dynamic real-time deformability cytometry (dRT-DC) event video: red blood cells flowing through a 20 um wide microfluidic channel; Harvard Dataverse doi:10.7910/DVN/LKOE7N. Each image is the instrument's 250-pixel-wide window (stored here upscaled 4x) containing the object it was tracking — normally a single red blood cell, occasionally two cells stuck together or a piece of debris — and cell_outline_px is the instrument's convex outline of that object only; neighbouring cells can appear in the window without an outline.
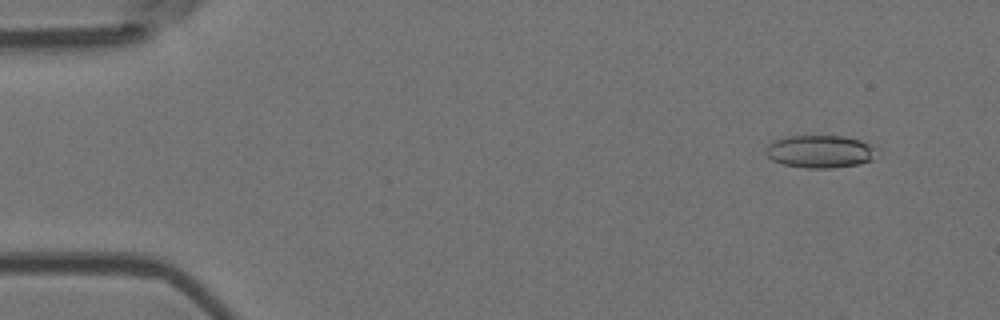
{"species": "Egyptian fruit bat (a non-hibernating species)", "species_latin": "Rousettus aegyptiacus", "temperature_condition": "room temperature", "stored_images_in_passage": 5, "camera_frame_rate_fps": 3000, "um_per_image_px": 0.085, "animal": {"sex": "female"}, "frame": {"image": 1, "passage_image": 2, "time_ms": 0.333, "image_size_px": [1000, 320], "cell_outline_px": [[880, 148], [872, 160], [860, 164], [832, 168], [804, 168], [784, 164], [772, 160], [764, 152], [764, 148], [768, 144], [784, 136], [844, 136], [860, 140]], "centroid_in_image_um": [69.73, 12.88], "position_along_channel_um": 15.3, "area_um2": 21.44}}